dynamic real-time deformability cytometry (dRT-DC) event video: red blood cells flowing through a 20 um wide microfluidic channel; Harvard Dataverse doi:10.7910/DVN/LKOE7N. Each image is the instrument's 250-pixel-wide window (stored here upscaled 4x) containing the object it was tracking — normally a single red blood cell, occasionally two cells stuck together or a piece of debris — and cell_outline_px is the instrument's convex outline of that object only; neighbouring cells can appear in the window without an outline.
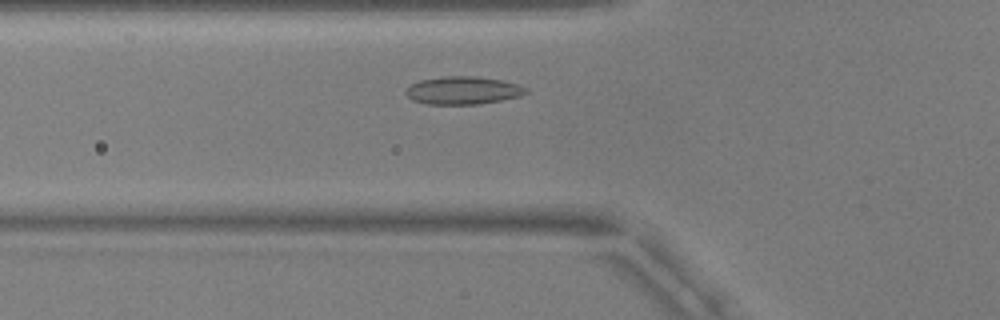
{"species": "common noctule bat (a hibernating species)", "species_latin": "Nyctalus noctula", "temperature_condition": "warm", "stored_images_in_passage": 41, "camera_frame_rate_fps": 3000, "um_per_image_px": 0.085, "animal": {"sex": "male", "body_mass_g": 17.9, "forearm_length_mm": 54.2}, "frame": {"image": 1, "passage_image": 6, "time_ms": 1.667, "image_size_px": [1000, 320], "cell_outline_px": [[528, 92], [520, 96], [480, 104], [428, 104], [412, 100], [404, 92], [412, 84], [420, 80], [444, 76], [476, 76], [500, 80], [520, 84], [528, 88]], "centroid_in_image_um": [39.38, 7.68], "position_along_channel_um": 86.4, "area_um2": 19.48}}
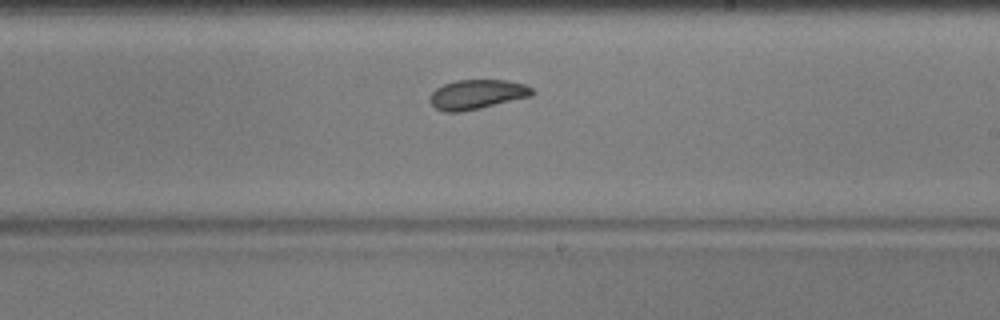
{"frame": {"image": 2, "passage_image": 19, "time_ms": 6.0, "image_size_px": [1000, 320], "cell_outline_px": [[536, 92], [532, 96], [480, 108], [460, 112], [444, 112], [436, 108], [428, 100], [428, 96], [436, 88], [444, 84], [456, 80], [504, 80], [524, 84], [532, 88]], "centroid_in_image_um": [40.53, 8.02], "position_along_channel_um": 248.5, "area_um2": 17.69}}
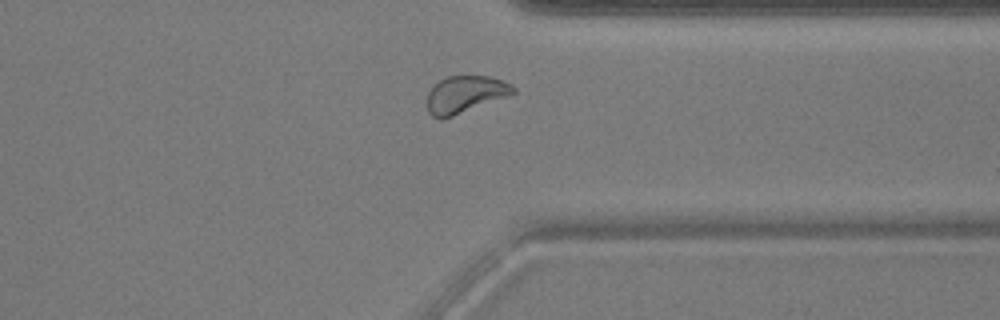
{"frame": {"image": 3, "passage_image": 29, "time_ms": 9.333, "image_size_px": [1000, 320], "cell_outline_px": [[516, 92], [508, 96], [452, 116], [440, 120], [432, 116], [428, 112], [428, 92], [440, 80], [448, 76], [488, 76], [512, 84], [516, 88]], "centroid_in_image_um": [39.54, 8.02], "position_along_channel_um": 371.9, "area_um2": 18.38}, "authors_computed_cell_mechanics": {"area_um2": 18.3804, "velocity_mm_per_s": 3.7288, "shape_relaxation_time_tau1_ms": null, "shape_relaxation_time_tau2_ms": 1.1125, "deformation_change_tau1": null, "deformation_change_tau2": 0.0403}}